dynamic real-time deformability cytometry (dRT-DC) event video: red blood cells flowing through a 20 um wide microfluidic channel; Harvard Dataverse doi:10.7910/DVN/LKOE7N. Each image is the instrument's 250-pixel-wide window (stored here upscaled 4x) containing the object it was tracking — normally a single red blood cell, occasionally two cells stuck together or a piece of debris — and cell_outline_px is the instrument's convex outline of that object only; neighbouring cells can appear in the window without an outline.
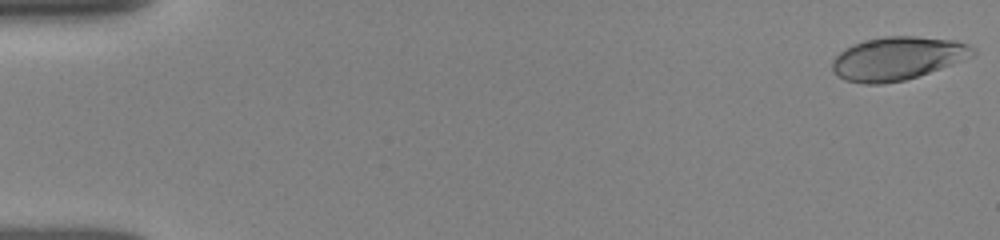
{"species": "human", "species_latin": "Homo sapiens", "temperature_condition": "room temperature", "stored_images_in_passage": 22, "camera_frame_rate_fps": 3000, "um_per_image_px": 0.085, "donor": {"sex": "female"}, "frame": {"image": 1, "passage_image": 1, "time_ms": 0.0, "image_size_px": [1000, 240], "cell_outline_px": [[976, 56], [904, 80], [884, 84], [864, 84], [844, 80], [832, 72], [832, 60], [840, 52], [864, 40], [884, 36], [916, 36], [956, 40], [968, 44], [976, 48]], "centroid_in_image_um": [76.31, 4.96], "position_along_channel_um": 8.7, "area_um2": 35.49}}
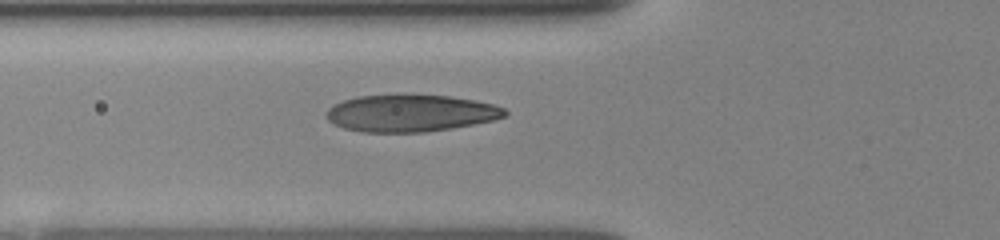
{"frame": {"image": 2, "passage_image": 19, "time_ms": 6.0, "image_size_px": [1000, 240], "cell_outline_px": [[508, 112], [504, 116], [492, 120], [452, 128], [424, 132], [364, 132], [344, 128], [332, 124], [324, 116], [324, 112], [332, 104], [356, 96], [404, 92], [452, 96], [476, 100], [492, 104], [504, 108]], "centroid_in_image_um": [34.82, 9.58], "position_along_channel_um": 91.0, "area_um2": 39.59}}
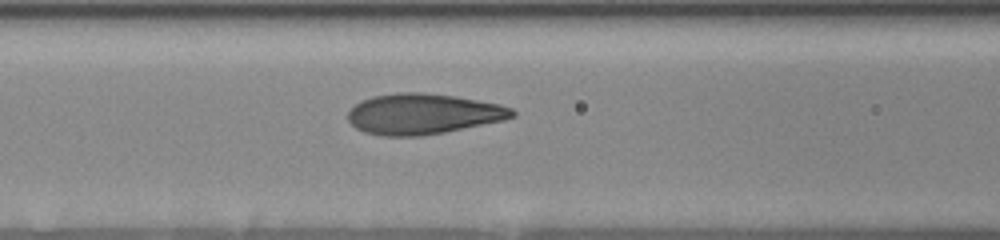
{"frame": {"image": 3, "passage_image": 22, "time_ms": 7.0, "image_size_px": [1000, 240], "cell_outline_px": [[516, 116], [504, 120], [444, 132], [420, 136], [384, 136], [364, 132], [356, 128], [348, 120], [348, 112], [356, 104], [372, 96], [400, 92], [420, 92], [456, 96], [500, 104], [512, 108], [516, 112]], "centroid_in_image_um": [35.98, 9.68], "position_along_channel_um": 130.6, "area_um2": 38.78}}